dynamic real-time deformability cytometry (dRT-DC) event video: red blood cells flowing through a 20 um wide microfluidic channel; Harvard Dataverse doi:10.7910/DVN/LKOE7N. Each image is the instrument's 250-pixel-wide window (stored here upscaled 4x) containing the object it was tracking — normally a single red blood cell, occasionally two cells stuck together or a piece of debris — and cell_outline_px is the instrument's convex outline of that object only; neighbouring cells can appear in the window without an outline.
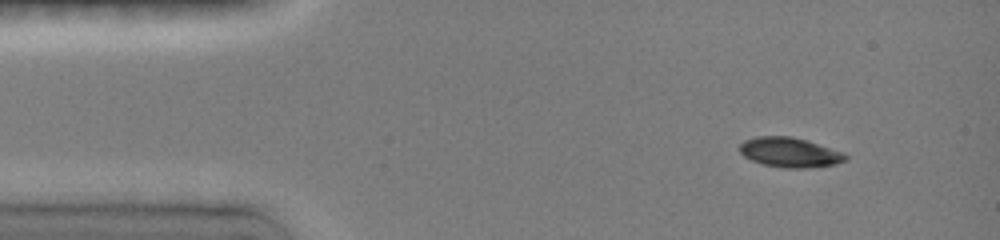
{"species": "common noctule bat (a hibernating species)", "species_latin": "Nyctalus noctula", "temperature_condition": "room temperature", "stored_images_in_passage": 14, "camera_frame_rate_fps": 3000, "um_per_image_px": 0.085, "animal": {"sex": "female", "body_mass_g": 19.0, "forearm_length_mm": 51.5}, "frame": {"image": 1, "passage_image": 3, "time_ms": 1.333, "image_size_px": [1000, 240], "cell_outline_px": [[848, 160], [836, 164], [808, 168], [784, 168], [764, 164], [752, 160], [744, 156], [740, 152], [740, 144], [744, 140], [756, 136], [792, 136], [808, 140], [844, 152], [848, 156]], "centroid_in_image_um": [67.17, 12.94], "position_along_channel_um": 17.8, "area_um2": 18.55}}
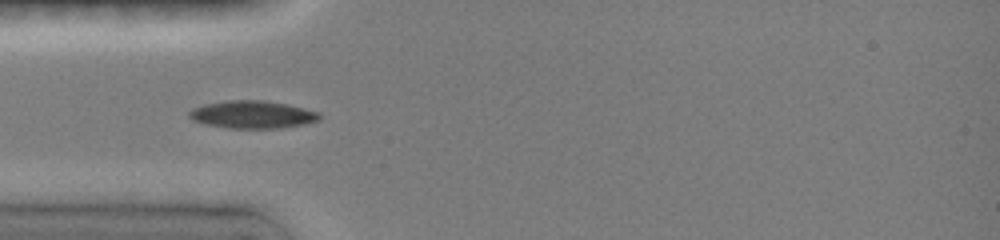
{"frame": {"image": 2, "passage_image": 10, "time_ms": 4.333, "image_size_px": [1000, 240], "cell_outline_px": [[320, 120], [304, 124], [280, 128], [228, 128], [204, 124], [192, 120], [188, 116], [188, 112], [192, 108], [204, 104], [228, 100], [264, 100], [288, 104], [320, 112]], "centroid_in_image_um": [21.44, 9.73], "position_along_channel_um": 63.6, "area_um2": 21.15}}
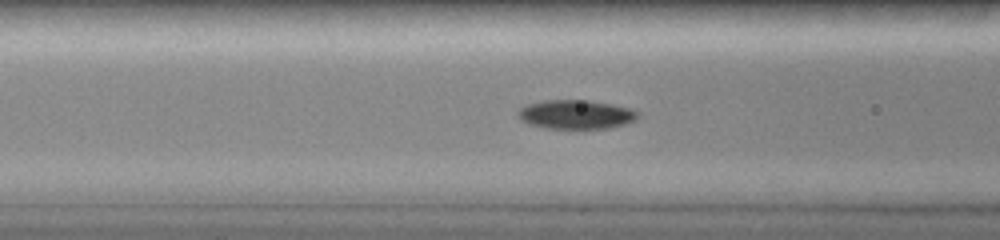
{"frame": {"image": 3, "passage_image": 13, "time_ms": 5.667, "image_size_px": [1000, 240], "cell_outline_px": [[640, 116], [636, 120], [628, 124], [608, 128], [544, 128], [528, 124], [520, 120], [516, 116], [516, 112], [520, 108], [528, 104], [544, 100], [588, 100], [612, 104], [628, 108], [640, 112]], "centroid_in_image_um": [48.95, 9.73], "position_along_channel_um": 117.6, "area_um2": 20.52}}